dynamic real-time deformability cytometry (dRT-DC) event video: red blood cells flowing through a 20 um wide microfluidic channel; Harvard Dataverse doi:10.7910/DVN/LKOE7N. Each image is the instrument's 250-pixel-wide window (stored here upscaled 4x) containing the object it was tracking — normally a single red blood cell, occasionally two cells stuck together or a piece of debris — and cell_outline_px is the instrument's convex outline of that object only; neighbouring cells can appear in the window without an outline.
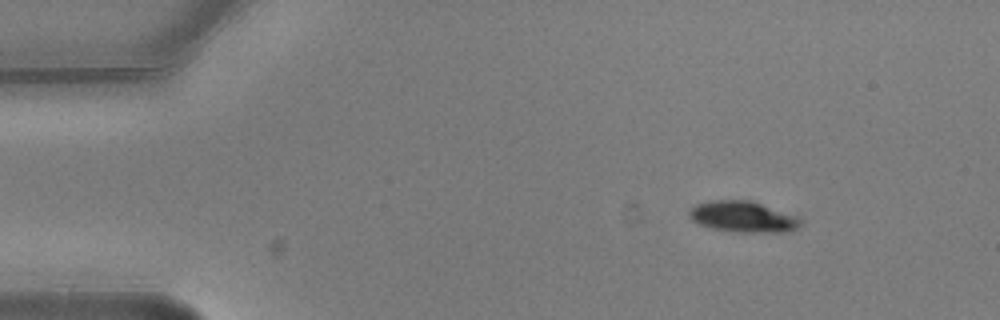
{"species": "common noctule bat (a hibernating species)", "species_latin": "Nyctalus noctula", "temperature_condition": "warm", "stored_images_in_passage": 5, "camera_frame_rate_fps": 3000, "um_per_image_px": 0.085, "animal": {"sex": "male", "body_mass_g": 20.5, "forearm_length_mm": 52.5}, "frame": {"image": 1, "passage_image": 1, "time_ms": 0.0, "image_size_px": [1000, 320], "cell_outline_px": [[804, 224], [796, 228], [784, 232], [736, 232], [712, 228], [696, 224], [688, 216], [688, 212], [696, 204], [712, 200], [752, 200], [800, 216], [804, 220]], "centroid_in_image_um": [63.21, 18.42], "position_along_channel_um": 21.8, "area_um2": 20.58}}
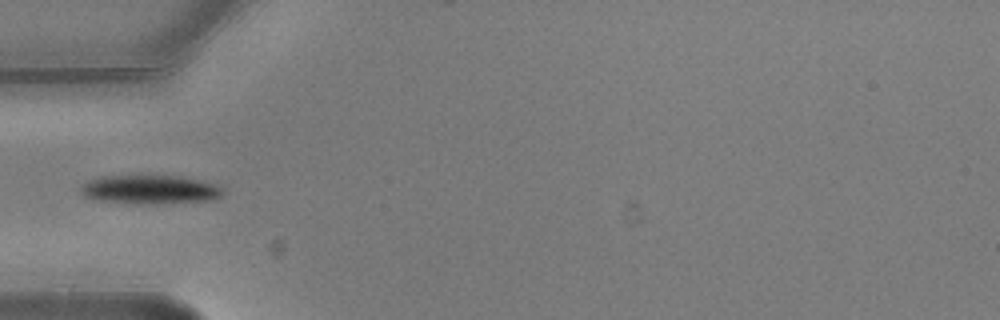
{"frame": {"image": 2, "passage_image": 4, "time_ms": 1.0, "image_size_px": [1000, 320], "cell_outline_px": [[224, 192], [220, 196], [212, 200], [152, 204], [136, 204], [100, 200], [84, 196], [80, 192], [80, 188], [88, 180], [100, 176], [140, 172], [180, 176], [200, 180], [216, 184]], "centroid_in_image_um": [12.7, 16.05], "position_along_channel_um": 72.3, "area_um2": 24.97}}
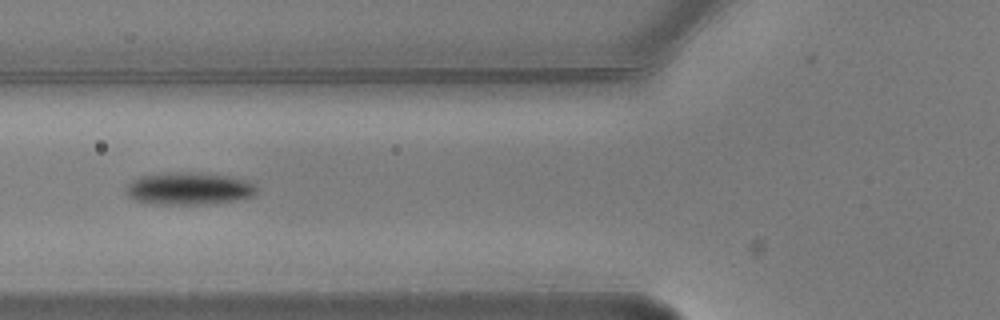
{"frame": {"image": 3, "passage_image": 5, "time_ms": 1.333, "image_size_px": [1000, 320], "cell_outline_px": [[256, 196], [236, 200], [204, 204], [148, 204], [132, 200], [124, 192], [124, 188], [132, 180], [140, 176], [168, 172], [200, 172], [232, 176], [248, 180], [256, 188]], "centroid_in_image_um": [16.02, 16.02], "position_along_channel_um": 109.8, "area_um2": 25.2}}